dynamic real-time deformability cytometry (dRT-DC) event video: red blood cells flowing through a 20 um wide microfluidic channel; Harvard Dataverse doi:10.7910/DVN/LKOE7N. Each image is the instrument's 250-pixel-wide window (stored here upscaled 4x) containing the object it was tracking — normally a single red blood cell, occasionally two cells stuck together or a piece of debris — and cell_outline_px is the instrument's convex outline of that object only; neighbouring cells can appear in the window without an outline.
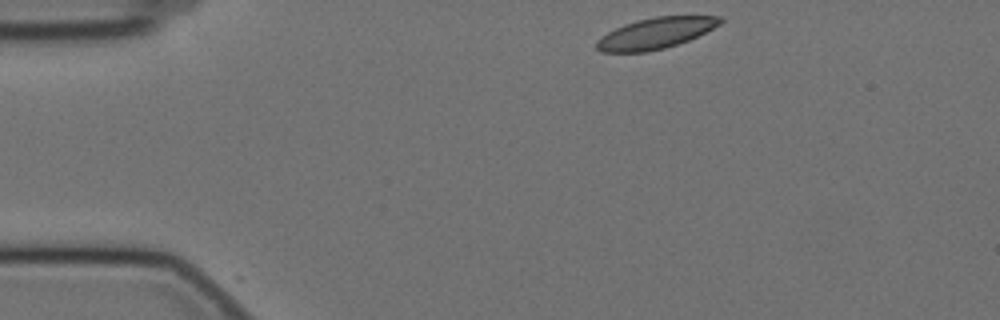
{"species": "Egyptian fruit bat (a non-hibernating species)", "species_latin": "Rousettus aegyptiacus", "temperature_condition": "cold", "stored_images_in_passage": 2, "camera_frame_rate_fps": 3000, "um_per_image_px": 0.085, "animal": {"sex": "female"}, "frame": {"image": 1, "passage_image": 1, "time_ms": 0.0, "image_size_px": [1000, 320], "cell_outline_px": [[724, 20], [720, 24], [688, 40], [664, 48], [648, 52], [600, 52], [596, 48], [596, 40], [600, 36], [624, 24], [656, 16], [720, 16]], "centroid_in_image_um": [55.68, 2.83], "position_along_channel_um": 29.3, "area_um2": 22.08}}